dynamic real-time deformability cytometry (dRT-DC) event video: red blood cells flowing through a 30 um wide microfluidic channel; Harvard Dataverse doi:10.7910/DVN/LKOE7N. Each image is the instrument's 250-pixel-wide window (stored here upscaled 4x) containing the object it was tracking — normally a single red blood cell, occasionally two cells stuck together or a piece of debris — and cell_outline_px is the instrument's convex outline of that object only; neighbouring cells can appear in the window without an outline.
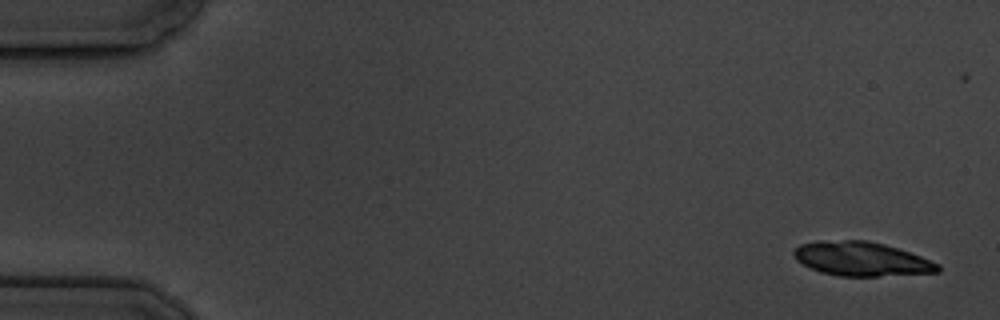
{"species": "common noctule bat (a hibernating species)", "species_latin": "Nyctalus noctula", "temperature_condition": "cold", "stored_images_in_passage": 5, "camera_frame_rate_fps": 3000, "um_per_image_px": 0.085, "animal": {"sex": "male", "body_mass_g": 19.5, "forearm_length_mm": 54.6}, "frame": {"image": 1, "passage_image": 1, "time_ms": 0.0, "image_size_px": [1000, 320], "cell_outline_px": [[940, 272], [876, 276], [840, 276], [820, 272], [796, 260], [792, 252], [800, 244], [820, 240], [868, 240], [884, 244], [920, 256], [940, 264]], "centroid_in_image_um": [73.21, 22.0], "position_along_channel_um": 11.8, "area_um2": 28.5}}